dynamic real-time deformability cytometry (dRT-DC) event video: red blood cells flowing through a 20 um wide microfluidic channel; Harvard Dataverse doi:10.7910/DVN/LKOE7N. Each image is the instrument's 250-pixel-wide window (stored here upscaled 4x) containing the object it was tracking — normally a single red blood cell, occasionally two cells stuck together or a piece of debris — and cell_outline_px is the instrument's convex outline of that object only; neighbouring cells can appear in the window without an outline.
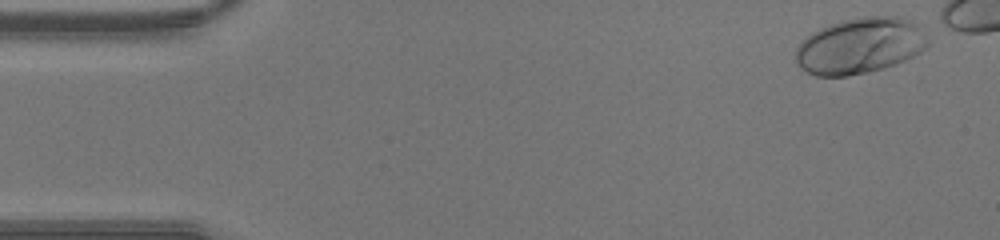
{"species": "human", "species_latin": "Homo sapiens", "temperature_condition": "warm", "stored_images_in_passage": 39, "camera_frame_rate_fps": 3000, "um_per_image_px": 0.085, "donor": {"sex": "male"}, "frame": {"image": 1, "passage_image": 2, "time_ms": 0.333, "image_size_px": [1000, 240], "cell_outline_px": [[928, 44], [920, 52], [896, 64], [884, 68], [868, 72], [848, 76], [816, 76], [808, 72], [796, 60], [796, 48], [812, 32], [820, 28], [840, 20], [864, 16], [896, 16], [912, 20], [916, 24], [928, 40]], "centroid_in_image_um": [73.1, 3.88], "position_along_channel_um": 11.9, "area_um2": 42.77}}
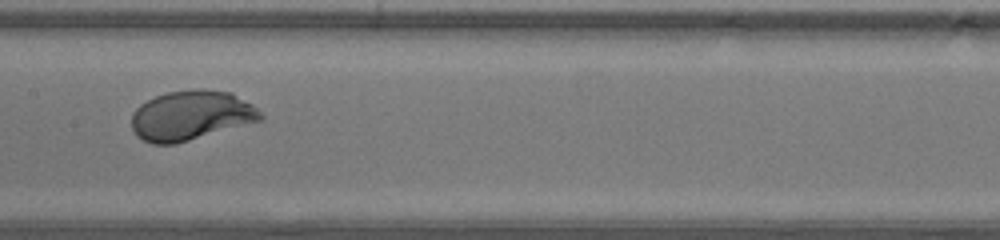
{"frame": {"image": 2, "passage_image": 22, "time_ms": 7.0, "image_size_px": [1000, 240], "cell_outline_px": [[264, 120], [176, 144], [152, 144], [136, 136], [132, 128], [132, 112], [140, 104], [156, 96], [168, 92], [232, 92], [252, 104], [264, 116]], "centroid_in_image_um": [16.24, 9.87], "position_along_channel_um": 191.2, "area_um2": 36.7}}
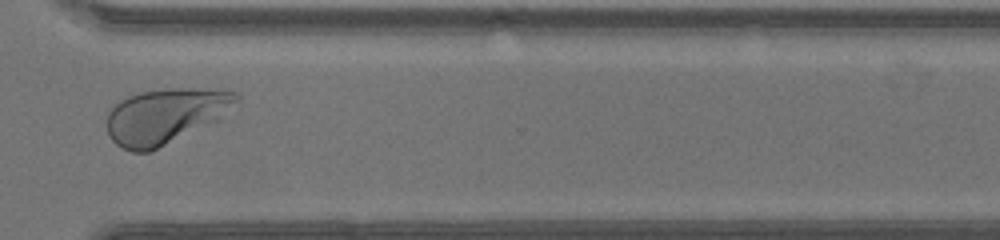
{"frame": {"image": 3, "passage_image": 33, "time_ms": 10.667, "image_size_px": [1000, 240], "cell_outline_px": [[240, 100], [220, 120], [148, 152], [132, 152], [116, 144], [108, 136], [108, 112], [120, 100], [128, 96], [140, 92], [168, 88], [192, 88], [236, 92], [240, 96]], "centroid_in_image_um": [14.08, 9.85], "position_along_channel_um": 356.5, "area_um2": 41.62}}